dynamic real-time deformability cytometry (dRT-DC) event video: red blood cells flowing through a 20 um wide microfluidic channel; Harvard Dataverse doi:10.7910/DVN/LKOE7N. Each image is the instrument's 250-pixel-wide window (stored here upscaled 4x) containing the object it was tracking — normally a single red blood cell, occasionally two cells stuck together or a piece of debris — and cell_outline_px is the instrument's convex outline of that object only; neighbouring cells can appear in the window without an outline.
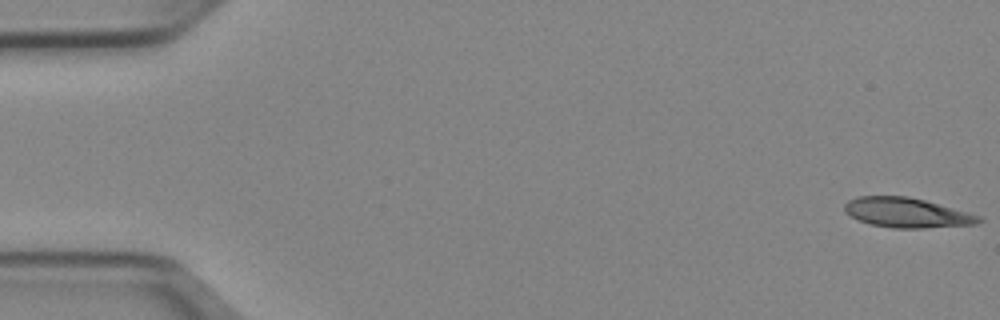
{"species": "Egyptian fruit bat (a non-hibernating species)", "species_latin": "Rousettus aegyptiacus", "temperature_condition": "cold", "stored_images_in_passage": 51, "camera_frame_rate_fps": 3000, "um_per_image_px": 0.085, "animal": {"sex": "female"}, "frame": {"image": 1, "passage_image": 1, "time_ms": 0.0, "image_size_px": [1000, 320], "cell_outline_px": [[984, 220], [976, 224], [924, 228], [892, 228], [872, 224], [860, 220], [844, 212], [844, 204], [848, 200], [860, 196], [908, 196], [924, 200], [980, 216]], "centroid_in_image_um": [77.06, 18.08], "position_along_channel_um": 7.9, "area_um2": 23.0}}
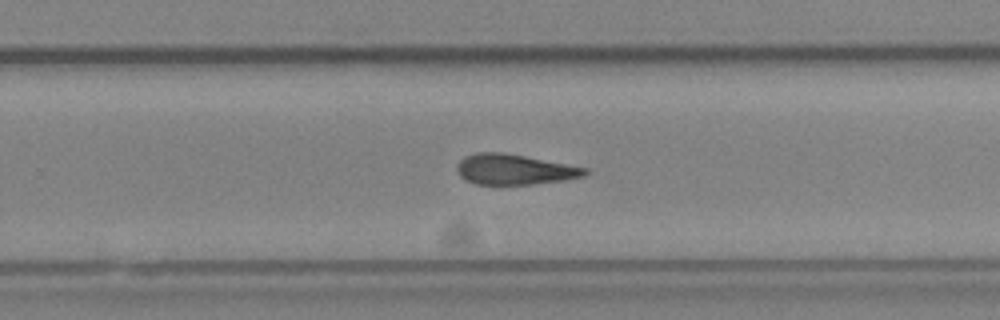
{"frame": {"image": 2, "passage_image": 33, "time_ms": 10.667, "image_size_px": [1000, 320], "cell_outline_px": [[592, 172], [584, 176], [564, 180], [532, 184], [476, 184], [460, 176], [456, 168], [456, 164], [464, 156], [476, 152], [504, 152], [588, 168]], "centroid_in_image_um": [43.74, 14.39], "position_along_channel_um": 286.1, "area_um2": 22.72}}
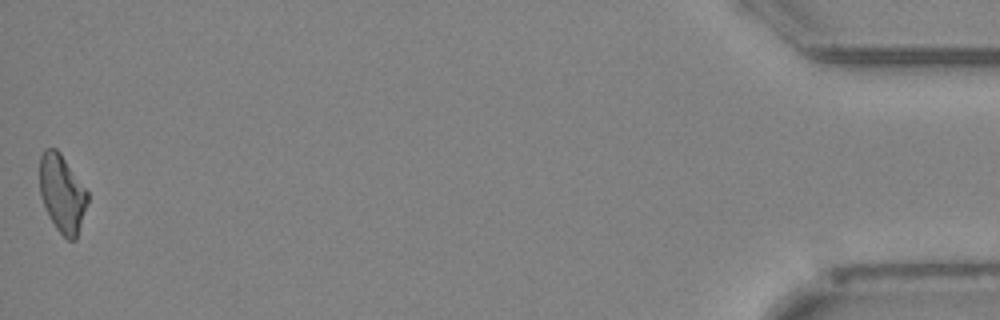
{"frame": {"image": 3, "passage_image": 51, "time_ms": 16.667, "image_size_px": [1000, 320], "cell_outline_px": [[88, 200], [76, 240], [68, 240], [56, 228], [40, 196], [40, 156], [44, 148], [56, 148], [60, 152], [88, 192]], "centroid_in_image_um": [5.28, 16.42], "position_along_channel_um": 429.9, "area_um2": 21.39}, "authors_computed_cell_mechanics": {"area_um2": 23.3512, "velocity_mm_per_s": 3.9485, "shape_relaxation_time_tau1_ms": 4.5351, "shape_relaxation_time_tau2_ms": 7.8678, "deformation_change_tau1": 0.163, "deformation_change_tau2": 0.2197}}